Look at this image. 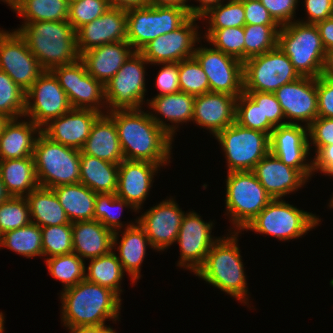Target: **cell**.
<instances>
[{
    "label": "cell",
    "mask_w": 333,
    "mask_h": 333,
    "mask_svg": "<svg viewBox=\"0 0 333 333\" xmlns=\"http://www.w3.org/2000/svg\"><path fill=\"white\" fill-rule=\"evenodd\" d=\"M66 92L71 108L92 109L102 114L106 107L104 85L87 73L84 63L78 61L51 70Z\"/></svg>",
    "instance_id": "5bb4252c"
},
{
    "label": "cell",
    "mask_w": 333,
    "mask_h": 333,
    "mask_svg": "<svg viewBox=\"0 0 333 333\" xmlns=\"http://www.w3.org/2000/svg\"><path fill=\"white\" fill-rule=\"evenodd\" d=\"M127 41V10L109 8L99 18L76 31L77 50L81 55L104 44Z\"/></svg>",
    "instance_id": "7402d4cb"
},
{
    "label": "cell",
    "mask_w": 333,
    "mask_h": 333,
    "mask_svg": "<svg viewBox=\"0 0 333 333\" xmlns=\"http://www.w3.org/2000/svg\"><path fill=\"white\" fill-rule=\"evenodd\" d=\"M280 25H244V62L277 47Z\"/></svg>",
    "instance_id": "ab89813d"
},
{
    "label": "cell",
    "mask_w": 333,
    "mask_h": 333,
    "mask_svg": "<svg viewBox=\"0 0 333 333\" xmlns=\"http://www.w3.org/2000/svg\"><path fill=\"white\" fill-rule=\"evenodd\" d=\"M4 317H3V313L0 312V333L4 332Z\"/></svg>",
    "instance_id": "8c879c8a"
},
{
    "label": "cell",
    "mask_w": 333,
    "mask_h": 333,
    "mask_svg": "<svg viewBox=\"0 0 333 333\" xmlns=\"http://www.w3.org/2000/svg\"><path fill=\"white\" fill-rule=\"evenodd\" d=\"M252 172L272 199H280L297 191L308 180L298 169L287 166L271 152Z\"/></svg>",
    "instance_id": "d4e9b609"
},
{
    "label": "cell",
    "mask_w": 333,
    "mask_h": 333,
    "mask_svg": "<svg viewBox=\"0 0 333 333\" xmlns=\"http://www.w3.org/2000/svg\"><path fill=\"white\" fill-rule=\"evenodd\" d=\"M235 122L240 126L267 133L274 127L268 121H262L261 102H255L246 92L236 99Z\"/></svg>",
    "instance_id": "bcb514c9"
},
{
    "label": "cell",
    "mask_w": 333,
    "mask_h": 333,
    "mask_svg": "<svg viewBox=\"0 0 333 333\" xmlns=\"http://www.w3.org/2000/svg\"><path fill=\"white\" fill-rule=\"evenodd\" d=\"M246 24L279 25L260 0L244 1Z\"/></svg>",
    "instance_id": "6f0895ef"
},
{
    "label": "cell",
    "mask_w": 333,
    "mask_h": 333,
    "mask_svg": "<svg viewBox=\"0 0 333 333\" xmlns=\"http://www.w3.org/2000/svg\"><path fill=\"white\" fill-rule=\"evenodd\" d=\"M307 15L306 21L299 22L306 24H316L333 16V0H304Z\"/></svg>",
    "instance_id": "680465c9"
},
{
    "label": "cell",
    "mask_w": 333,
    "mask_h": 333,
    "mask_svg": "<svg viewBox=\"0 0 333 333\" xmlns=\"http://www.w3.org/2000/svg\"><path fill=\"white\" fill-rule=\"evenodd\" d=\"M25 91L0 69V112L10 119L25 113Z\"/></svg>",
    "instance_id": "c3c4849f"
},
{
    "label": "cell",
    "mask_w": 333,
    "mask_h": 333,
    "mask_svg": "<svg viewBox=\"0 0 333 333\" xmlns=\"http://www.w3.org/2000/svg\"><path fill=\"white\" fill-rule=\"evenodd\" d=\"M31 223L26 197L11 196L0 205V232L2 234Z\"/></svg>",
    "instance_id": "681fc988"
},
{
    "label": "cell",
    "mask_w": 333,
    "mask_h": 333,
    "mask_svg": "<svg viewBox=\"0 0 333 333\" xmlns=\"http://www.w3.org/2000/svg\"><path fill=\"white\" fill-rule=\"evenodd\" d=\"M277 46L289 57L301 77L321 75L325 48L315 24L293 20L278 31Z\"/></svg>",
    "instance_id": "8992f818"
},
{
    "label": "cell",
    "mask_w": 333,
    "mask_h": 333,
    "mask_svg": "<svg viewBox=\"0 0 333 333\" xmlns=\"http://www.w3.org/2000/svg\"><path fill=\"white\" fill-rule=\"evenodd\" d=\"M10 120L8 116L0 112V134L2 133L5 124Z\"/></svg>",
    "instance_id": "89a4df30"
},
{
    "label": "cell",
    "mask_w": 333,
    "mask_h": 333,
    "mask_svg": "<svg viewBox=\"0 0 333 333\" xmlns=\"http://www.w3.org/2000/svg\"><path fill=\"white\" fill-rule=\"evenodd\" d=\"M0 176L7 192L13 197L27 196L39 186L33 156L0 160Z\"/></svg>",
    "instance_id": "e575fe53"
},
{
    "label": "cell",
    "mask_w": 333,
    "mask_h": 333,
    "mask_svg": "<svg viewBox=\"0 0 333 333\" xmlns=\"http://www.w3.org/2000/svg\"><path fill=\"white\" fill-rule=\"evenodd\" d=\"M158 168L160 165L147 161L123 160L118 168L116 196L129 202L138 211L148 197Z\"/></svg>",
    "instance_id": "484cf974"
},
{
    "label": "cell",
    "mask_w": 333,
    "mask_h": 333,
    "mask_svg": "<svg viewBox=\"0 0 333 333\" xmlns=\"http://www.w3.org/2000/svg\"><path fill=\"white\" fill-rule=\"evenodd\" d=\"M320 220L315 214L299 210L281 198L272 199L244 230L272 235L280 241H286L306 234L318 226Z\"/></svg>",
    "instance_id": "9c48e42d"
},
{
    "label": "cell",
    "mask_w": 333,
    "mask_h": 333,
    "mask_svg": "<svg viewBox=\"0 0 333 333\" xmlns=\"http://www.w3.org/2000/svg\"><path fill=\"white\" fill-rule=\"evenodd\" d=\"M41 132L42 129L30 119L29 122L10 119L0 134V160L33 156L37 139L35 135Z\"/></svg>",
    "instance_id": "4dcf8cb0"
},
{
    "label": "cell",
    "mask_w": 333,
    "mask_h": 333,
    "mask_svg": "<svg viewBox=\"0 0 333 333\" xmlns=\"http://www.w3.org/2000/svg\"><path fill=\"white\" fill-rule=\"evenodd\" d=\"M194 100L195 96L179 91L173 94L155 96L151 100L147 99V102L149 101L148 105L151 110L155 111V114L162 115L161 119L157 114L155 116L151 112V118L173 139L174 133L179 126L177 124L193 121ZM163 118L170 121L172 125L166 124ZM173 123L176 125L174 126Z\"/></svg>",
    "instance_id": "f546056e"
},
{
    "label": "cell",
    "mask_w": 333,
    "mask_h": 333,
    "mask_svg": "<svg viewBox=\"0 0 333 333\" xmlns=\"http://www.w3.org/2000/svg\"><path fill=\"white\" fill-rule=\"evenodd\" d=\"M329 204H330L329 207L333 208V197H331V201Z\"/></svg>",
    "instance_id": "34e18365"
},
{
    "label": "cell",
    "mask_w": 333,
    "mask_h": 333,
    "mask_svg": "<svg viewBox=\"0 0 333 333\" xmlns=\"http://www.w3.org/2000/svg\"><path fill=\"white\" fill-rule=\"evenodd\" d=\"M51 276L60 280L63 289L75 286L85 279V263L76 253L53 256L46 259Z\"/></svg>",
    "instance_id": "b9f144b4"
},
{
    "label": "cell",
    "mask_w": 333,
    "mask_h": 333,
    "mask_svg": "<svg viewBox=\"0 0 333 333\" xmlns=\"http://www.w3.org/2000/svg\"><path fill=\"white\" fill-rule=\"evenodd\" d=\"M99 333H116L111 327H104Z\"/></svg>",
    "instance_id": "753ad0ef"
},
{
    "label": "cell",
    "mask_w": 333,
    "mask_h": 333,
    "mask_svg": "<svg viewBox=\"0 0 333 333\" xmlns=\"http://www.w3.org/2000/svg\"><path fill=\"white\" fill-rule=\"evenodd\" d=\"M201 18L190 17L177 30L160 35L147 43L139 52L150 64L178 63L193 57L195 43L200 42L199 26L196 21Z\"/></svg>",
    "instance_id": "e0dca14e"
},
{
    "label": "cell",
    "mask_w": 333,
    "mask_h": 333,
    "mask_svg": "<svg viewBox=\"0 0 333 333\" xmlns=\"http://www.w3.org/2000/svg\"><path fill=\"white\" fill-rule=\"evenodd\" d=\"M25 100L24 118L29 117L41 129L71 109L66 92L51 71L39 76L25 92Z\"/></svg>",
    "instance_id": "4fadbf2b"
},
{
    "label": "cell",
    "mask_w": 333,
    "mask_h": 333,
    "mask_svg": "<svg viewBox=\"0 0 333 333\" xmlns=\"http://www.w3.org/2000/svg\"><path fill=\"white\" fill-rule=\"evenodd\" d=\"M44 71L72 64L80 59L76 31L67 21L24 22L16 30Z\"/></svg>",
    "instance_id": "3957f363"
},
{
    "label": "cell",
    "mask_w": 333,
    "mask_h": 333,
    "mask_svg": "<svg viewBox=\"0 0 333 333\" xmlns=\"http://www.w3.org/2000/svg\"><path fill=\"white\" fill-rule=\"evenodd\" d=\"M69 3L68 0H18L15 13L25 22L65 21Z\"/></svg>",
    "instance_id": "74e56055"
},
{
    "label": "cell",
    "mask_w": 333,
    "mask_h": 333,
    "mask_svg": "<svg viewBox=\"0 0 333 333\" xmlns=\"http://www.w3.org/2000/svg\"><path fill=\"white\" fill-rule=\"evenodd\" d=\"M255 102H261L262 121H268L274 128L287 124L285 116L274 93L244 91ZM283 121V122H282Z\"/></svg>",
    "instance_id": "816d5d0a"
},
{
    "label": "cell",
    "mask_w": 333,
    "mask_h": 333,
    "mask_svg": "<svg viewBox=\"0 0 333 333\" xmlns=\"http://www.w3.org/2000/svg\"><path fill=\"white\" fill-rule=\"evenodd\" d=\"M218 237L196 276L247 305L248 292L244 266L238 247V233Z\"/></svg>",
    "instance_id": "277c9868"
},
{
    "label": "cell",
    "mask_w": 333,
    "mask_h": 333,
    "mask_svg": "<svg viewBox=\"0 0 333 333\" xmlns=\"http://www.w3.org/2000/svg\"><path fill=\"white\" fill-rule=\"evenodd\" d=\"M26 258L43 256L42 230L34 223L2 234L1 246Z\"/></svg>",
    "instance_id": "f35d334b"
},
{
    "label": "cell",
    "mask_w": 333,
    "mask_h": 333,
    "mask_svg": "<svg viewBox=\"0 0 333 333\" xmlns=\"http://www.w3.org/2000/svg\"><path fill=\"white\" fill-rule=\"evenodd\" d=\"M111 8L129 10L132 8H145L149 6L148 0H108Z\"/></svg>",
    "instance_id": "be15d7a7"
},
{
    "label": "cell",
    "mask_w": 333,
    "mask_h": 333,
    "mask_svg": "<svg viewBox=\"0 0 333 333\" xmlns=\"http://www.w3.org/2000/svg\"><path fill=\"white\" fill-rule=\"evenodd\" d=\"M318 116L333 118V78L317 77Z\"/></svg>",
    "instance_id": "11a10c76"
},
{
    "label": "cell",
    "mask_w": 333,
    "mask_h": 333,
    "mask_svg": "<svg viewBox=\"0 0 333 333\" xmlns=\"http://www.w3.org/2000/svg\"><path fill=\"white\" fill-rule=\"evenodd\" d=\"M213 222H205L196 212L186 213L180 225L176 242L180 246V260L178 265L191 272L196 271L204 264L206 256L218 240L212 238Z\"/></svg>",
    "instance_id": "ac0fdd59"
},
{
    "label": "cell",
    "mask_w": 333,
    "mask_h": 333,
    "mask_svg": "<svg viewBox=\"0 0 333 333\" xmlns=\"http://www.w3.org/2000/svg\"><path fill=\"white\" fill-rule=\"evenodd\" d=\"M105 326H91V325H84V326H75V327H68L70 333H99Z\"/></svg>",
    "instance_id": "003e7915"
},
{
    "label": "cell",
    "mask_w": 333,
    "mask_h": 333,
    "mask_svg": "<svg viewBox=\"0 0 333 333\" xmlns=\"http://www.w3.org/2000/svg\"><path fill=\"white\" fill-rule=\"evenodd\" d=\"M33 158L39 186L52 189L80 183V150L55 142L41 132Z\"/></svg>",
    "instance_id": "5b68a950"
},
{
    "label": "cell",
    "mask_w": 333,
    "mask_h": 333,
    "mask_svg": "<svg viewBox=\"0 0 333 333\" xmlns=\"http://www.w3.org/2000/svg\"><path fill=\"white\" fill-rule=\"evenodd\" d=\"M114 232L97 220L72 223L73 253L81 259H94L113 250Z\"/></svg>",
    "instance_id": "83f0119b"
},
{
    "label": "cell",
    "mask_w": 333,
    "mask_h": 333,
    "mask_svg": "<svg viewBox=\"0 0 333 333\" xmlns=\"http://www.w3.org/2000/svg\"><path fill=\"white\" fill-rule=\"evenodd\" d=\"M150 6H178L188 11V0H148Z\"/></svg>",
    "instance_id": "03108f58"
},
{
    "label": "cell",
    "mask_w": 333,
    "mask_h": 333,
    "mask_svg": "<svg viewBox=\"0 0 333 333\" xmlns=\"http://www.w3.org/2000/svg\"><path fill=\"white\" fill-rule=\"evenodd\" d=\"M313 163V173L321 171L328 176H333V144L324 146L315 156Z\"/></svg>",
    "instance_id": "91938a15"
},
{
    "label": "cell",
    "mask_w": 333,
    "mask_h": 333,
    "mask_svg": "<svg viewBox=\"0 0 333 333\" xmlns=\"http://www.w3.org/2000/svg\"><path fill=\"white\" fill-rule=\"evenodd\" d=\"M43 256L73 253L72 224L41 227Z\"/></svg>",
    "instance_id": "7dc6e473"
},
{
    "label": "cell",
    "mask_w": 333,
    "mask_h": 333,
    "mask_svg": "<svg viewBox=\"0 0 333 333\" xmlns=\"http://www.w3.org/2000/svg\"><path fill=\"white\" fill-rule=\"evenodd\" d=\"M162 65L155 82L160 91L156 96L179 92L178 63H162Z\"/></svg>",
    "instance_id": "9f6ffc18"
},
{
    "label": "cell",
    "mask_w": 333,
    "mask_h": 333,
    "mask_svg": "<svg viewBox=\"0 0 333 333\" xmlns=\"http://www.w3.org/2000/svg\"><path fill=\"white\" fill-rule=\"evenodd\" d=\"M201 18L209 21L208 29L243 27L246 24L244 1L229 0L226 4L222 2L210 8Z\"/></svg>",
    "instance_id": "ee69618b"
},
{
    "label": "cell",
    "mask_w": 333,
    "mask_h": 333,
    "mask_svg": "<svg viewBox=\"0 0 333 333\" xmlns=\"http://www.w3.org/2000/svg\"><path fill=\"white\" fill-rule=\"evenodd\" d=\"M119 164L80 152V183L96 194L116 193Z\"/></svg>",
    "instance_id": "d6a6232c"
},
{
    "label": "cell",
    "mask_w": 333,
    "mask_h": 333,
    "mask_svg": "<svg viewBox=\"0 0 333 333\" xmlns=\"http://www.w3.org/2000/svg\"><path fill=\"white\" fill-rule=\"evenodd\" d=\"M1 241H2V233L0 232V246H1Z\"/></svg>",
    "instance_id": "11e5206c"
},
{
    "label": "cell",
    "mask_w": 333,
    "mask_h": 333,
    "mask_svg": "<svg viewBox=\"0 0 333 333\" xmlns=\"http://www.w3.org/2000/svg\"><path fill=\"white\" fill-rule=\"evenodd\" d=\"M146 64L149 62L144 56L139 51H135L104 85L107 112L142 109L141 105L147 90L145 88Z\"/></svg>",
    "instance_id": "8fae6325"
},
{
    "label": "cell",
    "mask_w": 333,
    "mask_h": 333,
    "mask_svg": "<svg viewBox=\"0 0 333 333\" xmlns=\"http://www.w3.org/2000/svg\"><path fill=\"white\" fill-rule=\"evenodd\" d=\"M52 189L71 223L94 220L95 192L82 183L60 185Z\"/></svg>",
    "instance_id": "d590c367"
},
{
    "label": "cell",
    "mask_w": 333,
    "mask_h": 333,
    "mask_svg": "<svg viewBox=\"0 0 333 333\" xmlns=\"http://www.w3.org/2000/svg\"><path fill=\"white\" fill-rule=\"evenodd\" d=\"M308 137L315 145L316 154L327 145L333 144V118L316 117L308 126Z\"/></svg>",
    "instance_id": "f5cc1de1"
},
{
    "label": "cell",
    "mask_w": 333,
    "mask_h": 333,
    "mask_svg": "<svg viewBox=\"0 0 333 333\" xmlns=\"http://www.w3.org/2000/svg\"><path fill=\"white\" fill-rule=\"evenodd\" d=\"M25 197L29 205L31 223L39 227L72 224L53 189L38 186Z\"/></svg>",
    "instance_id": "836d02e7"
},
{
    "label": "cell",
    "mask_w": 333,
    "mask_h": 333,
    "mask_svg": "<svg viewBox=\"0 0 333 333\" xmlns=\"http://www.w3.org/2000/svg\"><path fill=\"white\" fill-rule=\"evenodd\" d=\"M271 200L252 171L227 173L226 215L237 232L244 231Z\"/></svg>",
    "instance_id": "52a82bcc"
},
{
    "label": "cell",
    "mask_w": 333,
    "mask_h": 333,
    "mask_svg": "<svg viewBox=\"0 0 333 333\" xmlns=\"http://www.w3.org/2000/svg\"><path fill=\"white\" fill-rule=\"evenodd\" d=\"M85 270V279L100 286L111 289L121 296V281L124 276L123 267L114 251L90 259V264Z\"/></svg>",
    "instance_id": "8d00e7d4"
},
{
    "label": "cell",
    "mask_w": 333,
    "mask_h": 333,
    "mask_svg": "<svg viewBox=\"0 0 333 333\" xmlns=\"http://www.w3.org/2000/svg\"><path fill=\"white\" fill-rule=\"evenodd\" d=\"M321 75L333 78V49L325 52Z\"/></svg>",
    "instance_id": "e7e4bbea"
},
{
    "label": "cell",
    "mask_w": 333,
    "mask_h": 333,
    "mask_svg": "<svg viewBox=\"0 0 333 333\" xmlns=\"http://www.w3.org/2000/svg\"><path fill=\"white\" fill-rule=\"evenodd\" d=\"M274 94L285 118H291L288 124L305 122L308 127L318 116L317 78L300 77L281 86Z\"/></svg>",
    "instance_id": "44dd1931"
},
{
    "label": "cell",
    "mask_w": 333,
    "mask_h": 333,
    "mask_svg": "<svg viewBox=\"0 0 333 333\" xmlns=\"http://www.w3.org/2000/svg\"><path fill=\"white\" fill-rule=\"evenodd\" d=\"M135 52L128 41L104 44L80 55L87 73L105 85Z\"/></svg>",
    "instance_id": "4316f807"
},
{
    "label": "cell",
    "mask_w": 333,
    "mask_h": 333,
    "mask_svg": "<svg viewBox=\"0 0 333 333\" xmlns=\"http://www.w3.org/2000/svg\"><path fill=\"white\" fill-rule=\"evenodd\" d=\"M225 152L229 172L253 171L270 152L269 135L234 122L216 136Z\"/></svg>",
    "instance_id": "30bf717a"
},
{
    "label": "cell",
    "mask_w": 333,
    "mask_h": 333,
    "mask_svg": "<svg viewBox=\"0 0 333 333\" xmlns=\"http://www.w3.org/2000/svg\"><path fill=\"white\" fill-rule=\"evenodd\" d=\"M101 114L92 109L71 108L62 116L52 119L42 128V132L55 142L81 150Z\"/></svg>",
    "instance_id": "603a6c76"
},
{
    "label": "cell",
    "mask_w": 333,
    "mask_h": 333,
    "mask_svg": "<svg viewBox=\"0 0 333 333\" xmlns=\"http://www.w3.org/2000/svg\"><path fill=\"white\" fill-rule=\"evenodd\" d=\"M236 99V96L218 92L195 96L193 122L207 128L215 137L235 122Z\"/></svg>",
    "instance_id": "cb8c5ba5"
},
{
    "label": "cell",
    "mask_w": 333,
    "mask_h": 333,
    "mask_svg": "<svg viewBox=\"0 0 333 333\" xmlns=\"http://www.w3.org/2000/svg\"><path fill=\"white\" fill-rule=\"evenodd\" d=\"M199 2V6H188V13L192 17L201 18L210 8L215 7L222 3L224 0H196Z\"/></svg>",
    "instance_id": "6125c7cd"
},
{
    "label": "cell",
    "mask_w": 333,
    "mask_h": 333,
    "mask_svg": "<svg viewBox=\"0 0 333 333\" xmlns=\"http://www.w3.org/2000/svg\"><path fill=\"white\" fill-rule=\"evenodd\" d=\"M115 122L124 160L147 161L161 167L171 158L172 137L151 118L138 110L106 112Z\"/></svg>",
    "instance_id": "6da1fadb"
},
{
    "label": "cell",
    "mask_w": 333,
    "mask_h": 333,
    "mask_svg": "<svg viewBox=\"0 0 333 333\" xmlns=\"http://www.w3.org/2000/svg\"><path fill=\"white\" fill-rule=\"evenodd\" d=\"M110 8L108 0H76L69 3L67 21L77 31L83 25L99 18Z\"/></svg>",
    "instance_id": "f907efd6"
},
{
    "label": "cell",
    "mask_w": 333,
    "mask_h": 333,
    "mask_svg": "<svg viewBox=\"0 0 333 333\" xmlns=\"http://www.w3.org/2000/svg\"><path fill=\"white\" fill-rule=\"evenodd\" d=\"M80 152L114 164L124 160L117 127L107 113L96 119Z\"/></svg>",
    "instance_id": "f1b7e54d"
},
{
    "label": "cell",
    "mask_w": 333,
    "mask_h": 333,
    "mask_svg": "<svg viewBox=\"0 0 333 333\" xmlns=\"http://www.w3.org/2000/svg\"><path fill=\"white\" fill-rule=\"evenodd\" d=\"M5 3L8 4V6H10V8H12L15 11V8L17 6L18 0H1Z\"/></svg>",
    "instance_id": "2644e50d"
},
{
    "label": "cell",
    "mask_w": 333,
    "mask_h": 333,
    "mask_svg": "<svg viewBox=\"0 0 333 333\" xmlns=\"http://www.w3.org/2000/svg\"><path fill=\"white\" fill-rule=\"evenodd\" d=\"M185 212L172 198L160 202L136 219L145 231L151 248L164 251L176 242Z\"/></svg>",
    "instance_id": "ffe728a7"
},
{
    "label": "cell",
    "mask_w": 333,
    "mask_h": 333,
    "mask_svg": "<svg viewBox=\"0 0 333 333\" xmlns=\"http://www.w3.org/2000/svg\"><path fill=\"white\" fill-rule=\"evenodd\" d=\"M325 50L333 49V16L315 24Z\"/></svg>",
    "instance_id": "94428289"
},
{
    "label": "cell",
    "mask_w": 333,
    "mask_h": 333,
    "mask_svg": "<svg viewBox=\"0 0 333 333\" xmlns=\"http://www.w3.org/2000/svg\"><path fill=\"white\" fill-rule=\"evenodd\" d=\"M269 14L280 25L292 23L299 0H260Z\"/></svg>",
    "instance_id": "db71d44e"
},
{
    "label": "cell",
    "mask_w": 333,
    "mask_h": 333,
    "mask_svg": "<svg viewBox=\"0 0 333 333\" xmlns=\"http://www.w3.org/2000/svg\"><path fill=\"white\" fill-rule=\"evenodd\" d=\"M244 26L207 29L204 38L212 47L244 63Z\"/></svg>",
    "instance_id": "7bdbcfd3"
},
{
    "label": "cell",
    "mask_w": 333,
    "mask_h": 333,
    "mask_svg": "<svg viewBox=\"0 0 333 333\" xmlns=\"http://www.w3.org/2000/svg\"><path fill=\"white\" fill-rule=\"evenodd\" d=\"M115 207L119 208L120 212L122 208L133 209L134 212L137 211L129 202H126L124 199L116 196V193H105V194H96L95 205H94V220L101 222L106 228L114 232L113 236V249L118 244V233L123 227L122 222L120 221V213L117 211L118 215L113 212ZM117 210V209H116ZM118 230V231H117Z\"/></svg>",
    "instance_id": "60d3db41"
},
{
    "label": "cell",
    "mask_w": 333,
    "mask_h": 333,
    "mask_svg": "<svg viewBox=\"0 0 333 333\" xmlns=\"http://www.w3.org/2000/svg\"><path fill=\"white\" fill-rule=\"evenodd\" d=\"M178 6H148L127 10V41L140 51L151 40L181 27L189 18Z\"/></svg>",
    "instance_id": "ba28073f"
},
{
    "label": "cell",
    "mask_w": 333,
    "mask_h": 333,
    "mask_svg": "<svg viewBox=\"0 0 333 333\" xmlns=\"http://www.w3.org/2000/svg\"><path fill=\"white\" fill-rule=\"evenodd\" d=\"M178 74L180 91L193 96L210 92L208 77L194 56L178 62Z\"/></svg>",
    "instance_id": "f6af8a7d"
},
{
    "label": "cell",
    "mask_w": 333,
    "mask_h": 333,
    "mask_svg": "<svg viewBox=\"0 0 333 333\" xmlns=\"http://www.w3.org/2000/svg\"><path fill=\"white\" fill-rule=\"evenodd\" d=\"M0 69L25 92L44 72L16 30H0Z\"/></svg>",
    "instance_id": "9a60e30c"
},
{
    "label": "cell",
    "mask_w": 333,
    "mask_h": 333,
    "mask_svg": "<svg viewBox=\"0 0 333 333\" xmlns=\"http://www.w3.org/2000/svg\"><path fill=\"white\" fill-rule=\"evenodd\" d=\"M120 245L117 247L119 259L123 270L131 277L132 284L140 278V266L146 256V246H151V243L146 236L144 229L137 223L133 222L125 227L122 232Z\"/></svg>",
    "instance_id": "1f68e13d"
},
{
    "label": "cell",
    "mask_w": 333,
    "mask_h": 333,
    "mask_svg": "<svg viewBox=\"0 0 333 333\" xmlns=\"http://www.w3.org/2000/svg\"><path fill=\"white\" fill-rule=\"evenodd\" d=\"M11 195L7 192L5 184L3 183L1 176H0V205L7 201Z\"/></svg>",
    "instance_id": "a7ac6f4b"
},
{
    "label": "cell",
    "mask_w": 333,
    "mask_h": 333,
    "mask_svg": "<svg viewBox=\"0 0 333 333\" xmlns=\"http://www.w3.org/2000/svg\"><path fill=\"white\" fill-rule=\"evenodd\" d=\"M269 140L270 152L287 166L298 169L309 180L313 175V163H306L311 144L308 127L288 123L280 125L271 131Z\"/></svg>",
    "instance_id": "d6986e66"
},
{
    "label": "cell",
    "mask_w": 333,
    "mask_h": 333,
    "mask_svg": "<svg viewBox=\"0 0 333 333\" xmlns=\"http://www.w3.org/2000/svg\"><path fill=\"white\" fill-rule=\"evenodd\" d=\"M300 77L289 57L278 46L243 63L244 91L274 93Z\"/></svg>",
    "instance_id": "7c38bea8"
},
{
    "label": "cell",
    "mask_w": 333,
    "mask_h": 333,
    "mask_svg": "<svg viewBox=\"0 0 333 333\" xmlns=\"http://www.w3.org/2000/svg\"><path fill=\"white\" fill-rule=\"evenodd\" d=\"M62 322L66 327L105 326L106 319L116 321L120 297L111 289L84 279L61 292Z\"/></svg>",
    "instance_id": "7a4b0ae2"
},
{
    "label": "cell",
    "mask_w": 333,
    "mask_h": 333,
    "mask_svg": "<svg viewBox=\"0 0 333 333\" xmlns=\"http://www.w3.org/2000/svg\"><path fill=\"white\" fill-rule=\"evenodd\" d=\"M209 80L210 92L238 97L244 92L243 62L215 48L197 47L193 55Z\"/></svg>",
    "instance_id": "2e32d148"
}]
</instances>
